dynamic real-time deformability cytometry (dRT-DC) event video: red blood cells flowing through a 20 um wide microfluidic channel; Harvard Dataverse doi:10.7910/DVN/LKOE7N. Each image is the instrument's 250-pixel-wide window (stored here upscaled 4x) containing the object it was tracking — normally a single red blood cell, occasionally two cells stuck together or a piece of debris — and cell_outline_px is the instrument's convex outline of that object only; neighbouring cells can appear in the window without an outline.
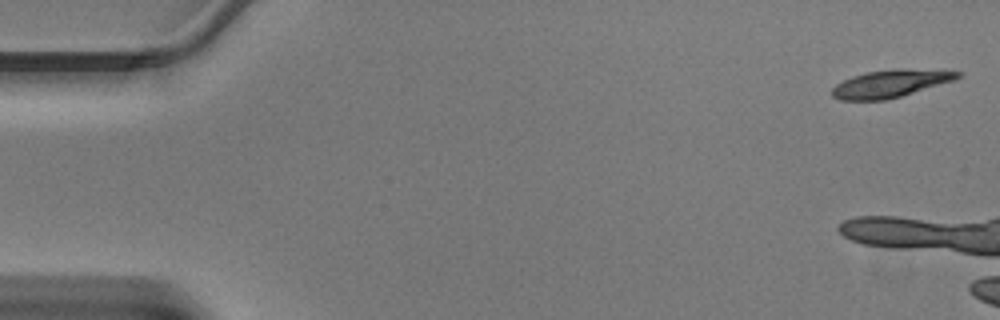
{"species": "Egyptian fruit bat (a non-hibernating species)", "species_latin": "Rousettus aegyptiacus", "temperature_condition": "warm", "stored_images_in_passage": 10, "camera_frame_rate_fps": 3000, "um_per_image_px": 0.085, "animal": {"sex": "male"}, "frame": {"image": 1, "passage_image": 1, "time_ms": 0.0, "image_size_px": [1000, 320], "cell_outline_px": [[960, 76], [956, 80], [888, 100], [840, 100], [832, 96], [832, 88], [836, 84], [852, 76], [868, 72], [900, 68], [960, 72]], "centroid_in_image_um": [75.67, 7.12], "position_along_channel_um": 9.3, "area_um2": 20.0}}